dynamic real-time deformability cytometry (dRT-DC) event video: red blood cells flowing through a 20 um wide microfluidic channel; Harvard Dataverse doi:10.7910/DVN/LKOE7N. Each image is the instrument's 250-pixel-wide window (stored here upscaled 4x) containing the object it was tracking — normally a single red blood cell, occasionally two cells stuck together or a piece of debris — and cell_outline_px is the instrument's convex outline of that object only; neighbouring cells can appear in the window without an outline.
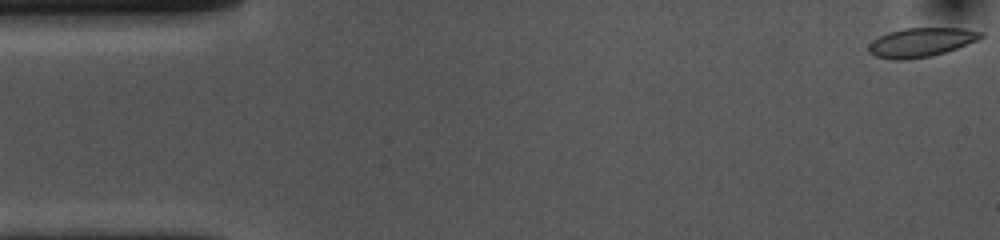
{"species": "common noctule bat (a hibernating species)", "species_latin": "Nyctalus noctula", "temperature_condition": "cold", "stored_images_in_passage": 54, "camera_frame_rate_fps": 3000, "um_per_image_px": 0.085, "animal": {"sex": "female", "body_mass_g": 10.0, "forearm_length_mm": 53.1}, "frame": {"image": 1, "passage_image": 1, "time_ms": 0.0, "image_size_px": [1000, 240], "cell_outline_px": [[984, 36], [976, 40], [956, 48], [932, 56], [904, 60], [892, 60], [876, 56], [868, 52], [868, 44], [872, 40], [888, 32], [904, 28], [964, 28], [984, 32]], "centroid_in_image_um": [78.26, 3.6], "position_along_channel_um": 6.7, "area_um2": 19.02}}
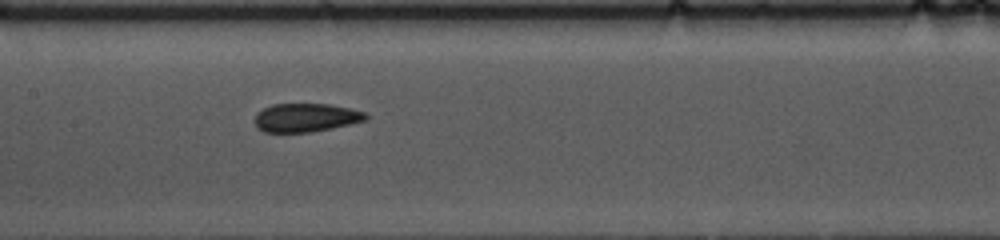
{"frame": {"image": 2, "passage_image": 25, "time_ms": 8.0, "image_size_px": [1000, 240], "cell_outline_px": [[368, 116], [364, 120], [332, 128], [312, 132], [264, 132], [256, 128], [256, 112], [272, 104], [328, 104], [348, 108], [364, 112]], "centroid_in_image_um": [25.95, 10.0], "position_along_channel_um": 181.5, "area_um2": 18.26}}
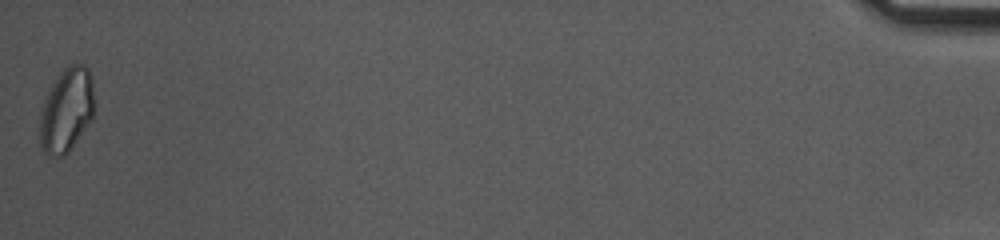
{"frame": {"image": 3, "passage_image": 54, "time_ms": 17.667, "image_size_px": [1000, 240], "cell_outline_px": [[96, 104], [92, 116], [68, 152], [64, 156], [48, 156], [44, 152], [40, 144], [40, 112], [48, 88], [56, 76], [68, 64], [84, 64], [88, 68], [92, 76]], "centroid_in_image_um": [5.66, 9.3], "position_along_channel_um": 429.5, "area_um2": 27.05}, "authors_computed_cell_mechanics": {"area_um2": 19.4208, "velocity_mm_per_s": 3.6251, "shape_relaxation_time_tau1_ms": 10.9265, "shape_relaxation_time_tau2_ms": 2.1524, "deformation_change_tau1": 0.1582, "deformation_change_tau2": 0.074}}